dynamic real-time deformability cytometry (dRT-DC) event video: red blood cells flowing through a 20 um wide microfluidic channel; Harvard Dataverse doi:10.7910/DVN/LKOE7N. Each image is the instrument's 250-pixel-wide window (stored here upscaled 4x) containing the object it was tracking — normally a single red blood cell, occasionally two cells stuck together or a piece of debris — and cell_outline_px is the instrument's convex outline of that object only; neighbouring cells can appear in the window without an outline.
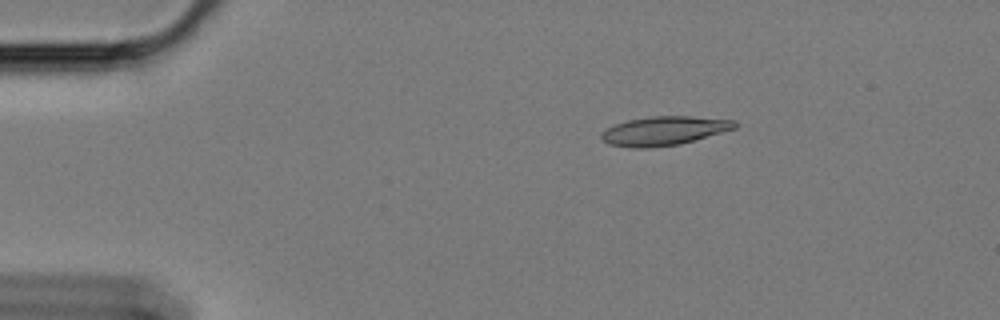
{"species": "Egyptian fruit bat (a non-hibernating species)", "species_latin": "Rousettus aegyptiacus", "temperature_condition": "cold", "stored_images_in_passage": 49, "camera_frame_rate_fps": 3000, "um_per_image_px": 0.085, "animal": {"sex": "female"}, "frame": {"image": 1, "passage_image": 1, "time_ms": 0.0, "image_size_px": [1000, 320], "cell_outline_px": [[736, 128], [680, 144], [644, 148], [636, 148], [608, 144], [600, 136], [608, 128], [616, 124], [628, 120], [652, 116], [688, 116], [732, 120], [736, 124]], "centroid_in_image_um": [56.43, 11.12], "position_along_channel_um": 28.6, "area_um2": 22.02}}
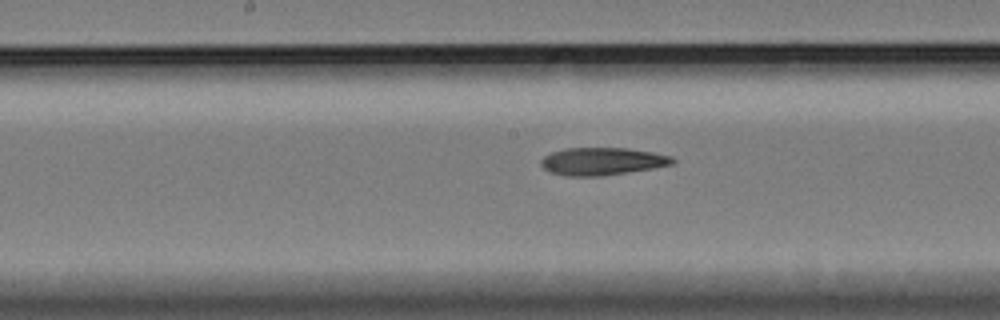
{"frame": {"image": 2, "passage_image": 21, "time_ms": 6.667, "image_size_px": [1000, 320], "cell_outline_px": [[676, 160], [672, 164], [652, 168], [628, 172], [600, 176], [564, 176], [548, 172], [540, 164], [540, 160], [544, 156], [552, 152], [564, 148], [628, 148], [652, 152], [672, 156]], "centroid_in_image_um": [51.15, 13.71], "position_along_channel_um": 197.1, "area_um2": 21.21}}
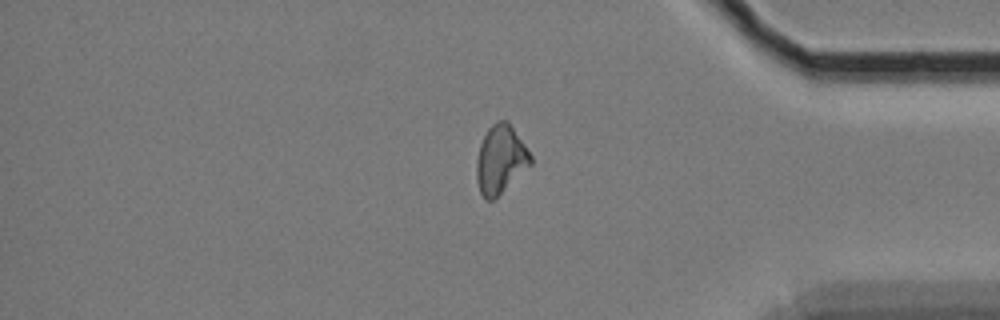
{"frame": {"image": 3, "passage_image": 40, "time_ms": 13.0, "image_size_px": [1000, 320], "cell_outline_px": [[532, 164], [492, 200], [484, 200], [480, 192], [476, 176], [476, 160], [480, 144], [488, 128], [496, 120], [508, 120], [532, 156]], "centroid_in_image_um": [42.53, 13.53], "position_along_channel_um": 392.7, "area_um2": 21.39}, "authors_computed_cell_mechanics": {"area_um2": 21.3282, "velocity_mm_per_s": 3.4177, "shape_relaxation_time_tau1_ms": 7.2886, "shape_relaxation_time_tau2_ms": 4.1811, "deformation_change_tau1": 0.1783, "deformation_change_tau2": 0.1247}}